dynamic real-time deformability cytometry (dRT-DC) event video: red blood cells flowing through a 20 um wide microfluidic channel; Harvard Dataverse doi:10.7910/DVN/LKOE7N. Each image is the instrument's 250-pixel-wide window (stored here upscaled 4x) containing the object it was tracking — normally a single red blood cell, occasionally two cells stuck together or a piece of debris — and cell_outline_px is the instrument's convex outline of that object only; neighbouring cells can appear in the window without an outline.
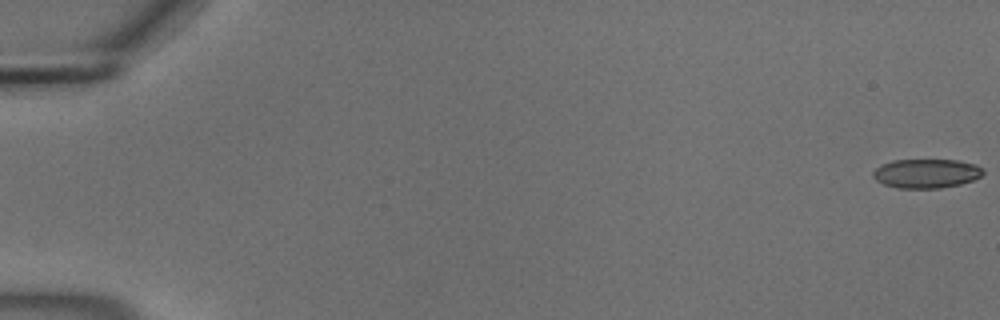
{"species": "common noctule bat (a hibernating species)", "species_latin": "Nyctalus noctula", "temperature_condition": "cold", "stored_images_in_passage": 12, "camera_frame_rate_fps": 3000, "um_per_image_px": 0.085, "animal": {"sex": "male", "body_mass_g": 18.8}, "frame": {"image": 1, "passage_image": 1, "time_ms": 0.0, "image_size_px": [1000, 320], "cell_outline_px": [[984, 172], [980, 176], [972, 180], [960, 184], [940, 188], [896, 188], [884, 184], [876, 180], [872, 176], [872, 172], [876, 168], [892, 160], [956, 160], [976, 164]], "centroid_in_image_um": [78.71, 14.74], "position_along_channel_um": 6.3, "area_um2": 18.55}}